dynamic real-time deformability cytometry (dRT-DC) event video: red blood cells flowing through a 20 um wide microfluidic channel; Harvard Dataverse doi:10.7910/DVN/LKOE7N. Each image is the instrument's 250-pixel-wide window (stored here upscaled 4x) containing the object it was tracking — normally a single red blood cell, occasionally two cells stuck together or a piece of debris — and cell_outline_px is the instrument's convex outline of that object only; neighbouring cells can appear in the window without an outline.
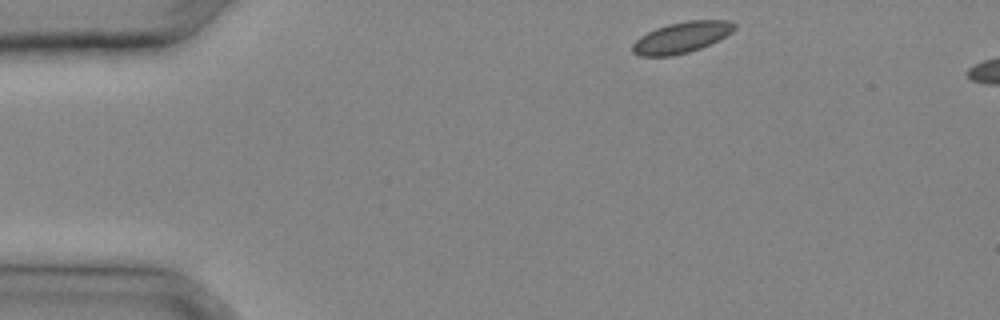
{"species": "common noctule bat (a hibernating species)", "species_latin": "Nyctalus noctula", "temperature_condition": "cold", "stored_images_in_passage": 4, "camera_frame_rate_fps": 3000, "um_per_image_px": 0.085, "animal": {"sex": "male", "body_mass_g": 20.4}, "frame": {"image": 1, "passage_image": 1, "time_ms": 0.0, "image_size_px": [1000, 320], "cell_outline_px": [[736, 28], [732, 32], [700, 48], [688, 52], [672, 56], [640, 56], [632, 52], [632, 44], [640, 36], [656, 28], [668, 24], [688, 20], [728, 20], [736, 24]], "centroid_in_image_um": [57.91, 3.17], "position_along_channel_um": 27.1, "area_um2": 18.26}}